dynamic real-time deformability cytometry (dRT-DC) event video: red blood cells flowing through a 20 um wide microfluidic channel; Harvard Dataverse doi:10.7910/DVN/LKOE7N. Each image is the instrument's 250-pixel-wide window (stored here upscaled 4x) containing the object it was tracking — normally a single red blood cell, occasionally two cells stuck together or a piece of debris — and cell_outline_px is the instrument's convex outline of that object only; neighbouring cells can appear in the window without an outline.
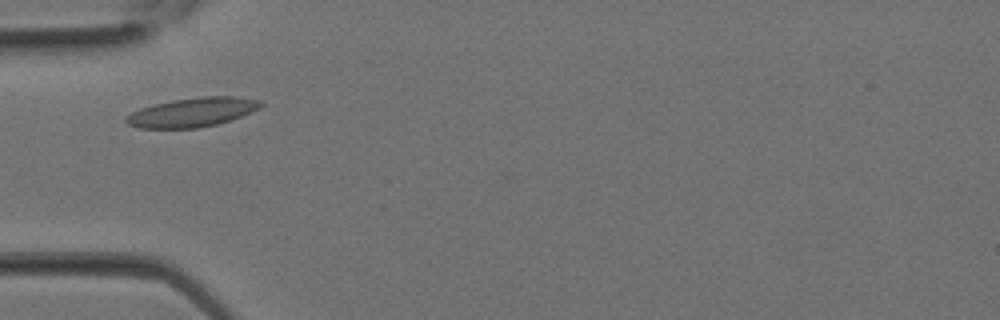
{"species": "Egyptian fruit bat (a non-hibernating species)", "species_latin": "Rousettus aegyptiacus", "temperature_condition": "room temperature", "stored_images_in_passage": 25, "camera_frame_rate_fps": 3000, "um_per_image_px": 0.085, "animal": {"sex": "female"}, "frame": {"image": 1, "passage_image": 4, "time_ms": 1.0, "image_size_px": [1000, 320], "cell_outline_px": [[264, 104], [260, 108], [252, 112], [216, 124], [196, 128], [136, 128], [128, 124], [124, 120], [124, 116], [140, 108], [152, 104], [172, 100], [204, 96], [236, 96], [260, 100]], "centroid_in_image_um": [16.32, 9.53], "position_along_channel_um": 68.7, "area_um2": 22.95}}
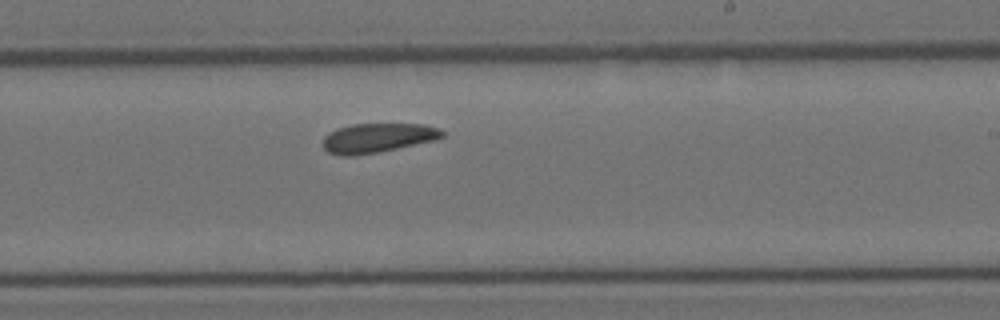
{"frame": {"image": 2, "passage_image": 13, "time_ms": 4.0, "image_size_px": [1000, 320], "cell_outline_px": [[444, 136], [436, 140], [356, 156], [344, 156], [328, 152], [320, 144], [324, 136], [328, 132], [336, 128], [352, 124], [424, 124], [440, 128], [444, 132]], "centroid_in_image_um": [32.06, 11.71], "position_along_channel_um": 256.9, "area_um2": 20.58}}
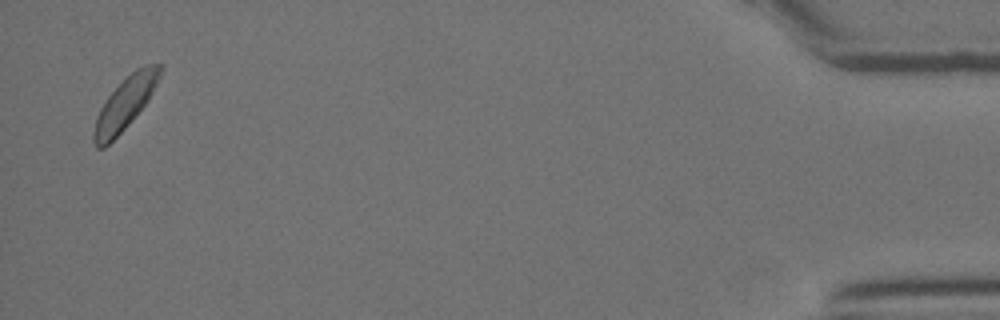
{"frame": {"image": 3, "passage_image": 25, "time_ms": 8.0, "image_size_px": [1000, 320], "cell_outline_px": [[164, 64], [160, 76], [148, 100], [128, 124], [104, 148], [96, 148], [92, 140], [92, 132], [96, 116], [100, 108], [108, 96], [136, 68], [144, 64]], "centroid_in_image_um": [10.61, 8.8], "position_along_channel_um": 424.6, "area_um2": 19.77}}